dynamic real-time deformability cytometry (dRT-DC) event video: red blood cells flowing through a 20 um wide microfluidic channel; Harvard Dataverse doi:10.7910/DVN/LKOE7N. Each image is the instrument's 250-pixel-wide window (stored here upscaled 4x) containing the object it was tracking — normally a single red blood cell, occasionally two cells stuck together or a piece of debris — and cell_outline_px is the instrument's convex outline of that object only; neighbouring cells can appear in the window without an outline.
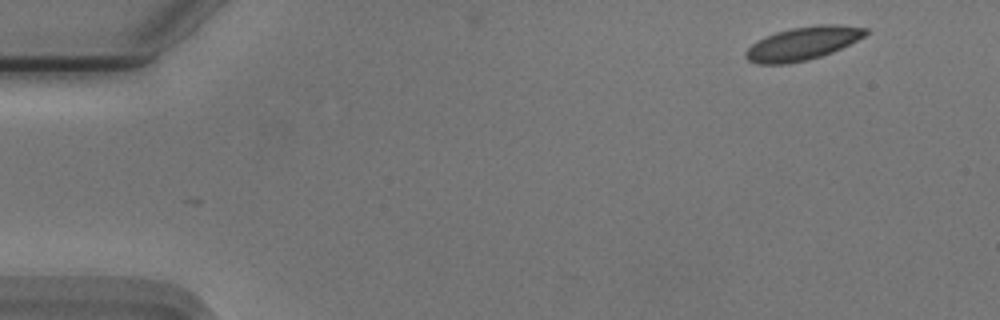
{"species": "Egyptian fruit bat (a non-hibernating species)", "species_latin": "Rousettus aegyptiacus", "temperature_condition": "cold", "stored_images_in_passage": 5, "camera_frame_rate_fps": 3000, "um_per_image_px": 0.085, "animal": {"sex": "male"}, "frame": {"image": 1, "passage_image": 1, "time_ms": 0.0, "image_size_px": [1000, 320], "cell_outline_px": [[868, 32], [864, 36], [832, 52], [808, 60], [788, 64], [756, 64], [748, 60], [744, 56], [744, 52], [752, 44], [764, 36], [776, 32], [792, 28], [816, 24], [836, 24], [868, 28]], "centroid_in_image_um": [68.19, 3.69], "position_along_channel_um": 16.8, "area_um2": 23.24}}